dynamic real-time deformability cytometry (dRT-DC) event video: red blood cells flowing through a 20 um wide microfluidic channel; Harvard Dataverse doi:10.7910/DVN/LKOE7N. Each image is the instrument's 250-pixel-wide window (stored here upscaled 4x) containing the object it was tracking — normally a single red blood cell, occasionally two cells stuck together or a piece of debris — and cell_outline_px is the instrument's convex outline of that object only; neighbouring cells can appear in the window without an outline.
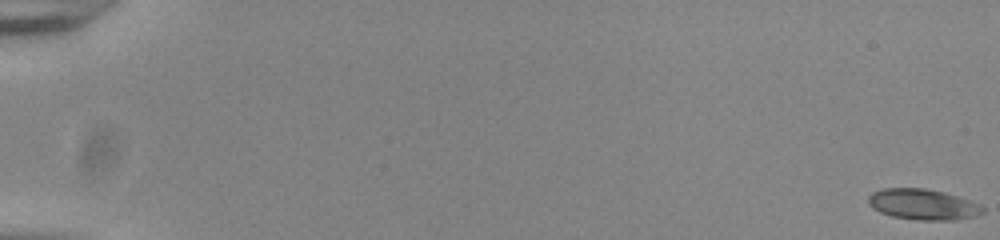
{"species": "common noctule bat (a hibernating species)", "species_latin": "Nyctalus noctula", "temperature_condition": "room temperature", "stored_images_in_passage": 56, "camera_frame_rate_fps": 3000, "um_per_image_px": 0.085, "animal": {"sex": "male", "body_mass_g": 20.0, "forearm_length_mm": 53.3}, "frame": {"image": 1, "passage_image": 1, "time_ms": 0.0, "image_size_px": [1000, 240], "cell_outline_px": [[984, 212], [976, 216], [956, 220], [916, 220], [892, 216], [880, 212], [872, 208], [868, 204], [868, 196], [872, 192], [880, 188], [924, 188], [944, 192], [980, 204], [984, 208]], "centroid_in_image_um": [78.42, 17.37], "position_along_channel_um": 6.6, "area_um2": 20.63}}
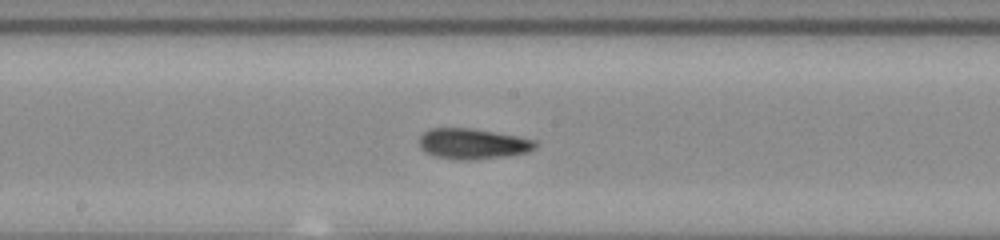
{"frame": {"image": 2, "passage_image": 32, "time_ms": 10.333, "image_size_px": [1000, 240], "cell_outline_px": [[540, 144], [536, 148], [528, 152], [508, 156], [468, 160], [460, 160], [432, 156], [424, 152], [420, 148], [420, 136], [428, 128], [472, 128], [520, 136], [536, 140]], "centroid_in_image_um": [40.22, 12.22], "position_along_channel_um": 208.0, "area_um2": 21.1}}
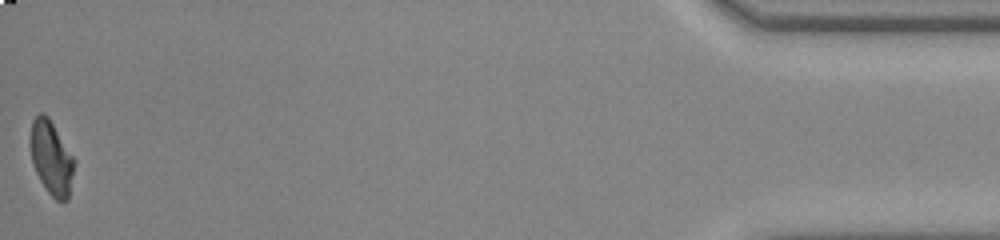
{"frame": {"image": 3, "passage_image": 56, "time_ms": 18.333, "image_size_px": [1000, 240], "cell_outline_px": [[76, 160], [68, 200], [64, 204], [56, 200], [48, 192], [40, 180], [32, 164], [28, 140], [32, 120], [40, 112], [44, 112], [48, 116]], "centroid_in_image_um": [4.35, 13.41], "position_along_channel_um": 430.8, "area_um2": 19.42}, "authors_computed_cell_mechanics": {"area_um2": 19.8832, "velocity_mm_per_s": 3.8284, "shape_relaxation_time_tau1_ms": 4.0541, "shape_relaxation_time_tau2_ms": 3.3508, "deformation_change_tau1": 0.1426, "deformation_change_tau2": 0.1066}}